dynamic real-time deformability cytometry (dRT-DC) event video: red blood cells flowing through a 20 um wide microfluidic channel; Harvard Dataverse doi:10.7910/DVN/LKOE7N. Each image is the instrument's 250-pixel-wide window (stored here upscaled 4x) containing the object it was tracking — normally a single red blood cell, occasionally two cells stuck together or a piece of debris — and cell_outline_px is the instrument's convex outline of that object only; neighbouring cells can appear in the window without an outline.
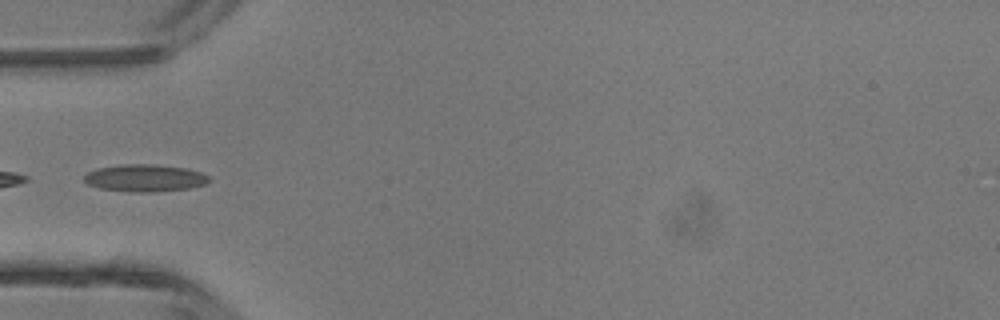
{"species": "common noctule bat (a hibernating species)", "species_latin": "Nyctalus noctula", "temperature_condition": "room temperature", "stored_images_in_passage": 4, "camera_frame_rate_fps": 3000, "um_per_image_px": 0.085, "animal": {"sex": "male", "body_mass_g": 13.3}, "frame": {"image": 1, "passage_image": 3, "time_ms": 0.667, "image_size_px": [1000, 320], "cell_outline_px": [[212, 180], [204, 184], [188, 188], [152, 192], [132, 192], [100, 188], [88, 184], [84, 180], [84, 176], [88, 172], [96, 168], [120, 164], [156, 164], [184, 168], [200, 172], [208, 176]], "centroid_in_image_um": [12.29, 15.12], "position_along_channel_um": 72.7, "area_um2": 19.77}}
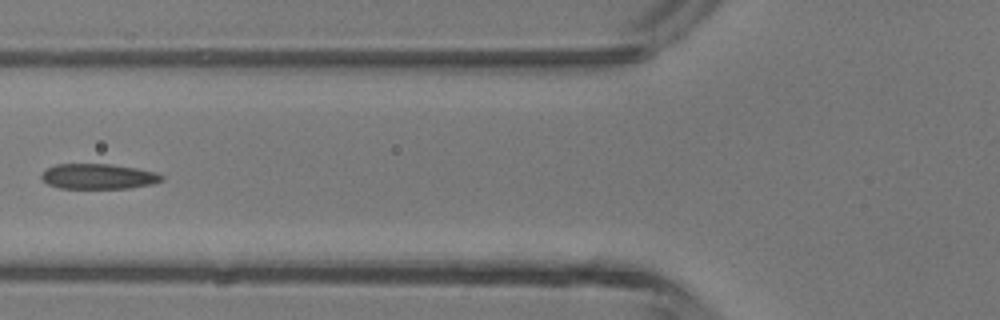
{"frame": {"image": 2, "passage_image": 4, "time_ms": 1.0, "image_size_px": [1000, 320], "cell_outline_px": [[164, 180], [152, 184], [128, 188], [60, 188], [48, 184], [40, 176], [48, 168], [56, 164], [108, 164], [136, 168], [156, 172], [164, 176]], "centroid_in_image_um": [8.39, 14.99], "position_along_channel_um": 117.4, "area_um2": 17.57}}